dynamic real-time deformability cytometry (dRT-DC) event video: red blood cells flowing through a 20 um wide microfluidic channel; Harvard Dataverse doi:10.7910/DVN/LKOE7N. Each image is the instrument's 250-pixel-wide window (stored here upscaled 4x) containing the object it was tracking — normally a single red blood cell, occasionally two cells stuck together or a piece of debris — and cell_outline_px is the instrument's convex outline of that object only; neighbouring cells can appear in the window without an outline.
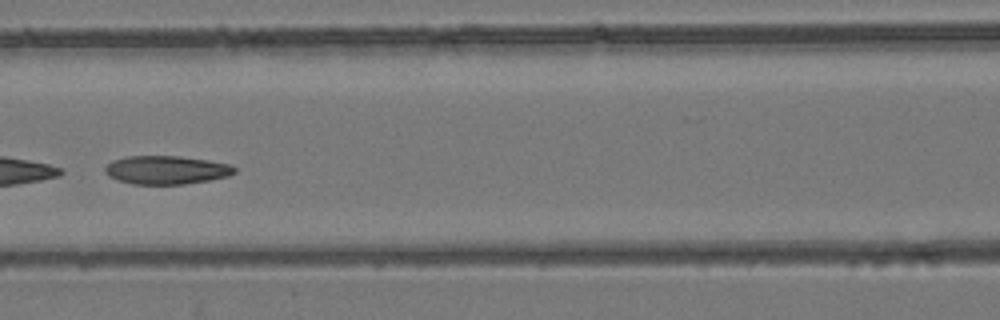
{"species": "common noctule bat (a hibernating species)", "species_latin": "Nyctalus noctula", "temperature_condition": "room temperature", "stored_images_in_passage": 6, "camera_frame_rate_fps": 3000, "um_per_image_px": 0.085, "animal": {"sex": "female", "body_mass_g": 24.6, "forearm_length_mm": 56.2}, "frame": {"image": 1, "passage_image": 6, "time_ms": 5.667, "image_size_px": [1000, 320], "cell_outline_px": [[236, 172], [228, 176], [208, 180], [184, 184], [132, 184], [116, 180], [108, 176], [104, 172], [104, 168], [112, 160], [128, 156], [180, 156], [208, 160], [232, 164], [236, 168]], "centroid_in_image_um": [14.13, 14.44], "position_along_channel_um": 152.5, "area_um2": 21.62}}